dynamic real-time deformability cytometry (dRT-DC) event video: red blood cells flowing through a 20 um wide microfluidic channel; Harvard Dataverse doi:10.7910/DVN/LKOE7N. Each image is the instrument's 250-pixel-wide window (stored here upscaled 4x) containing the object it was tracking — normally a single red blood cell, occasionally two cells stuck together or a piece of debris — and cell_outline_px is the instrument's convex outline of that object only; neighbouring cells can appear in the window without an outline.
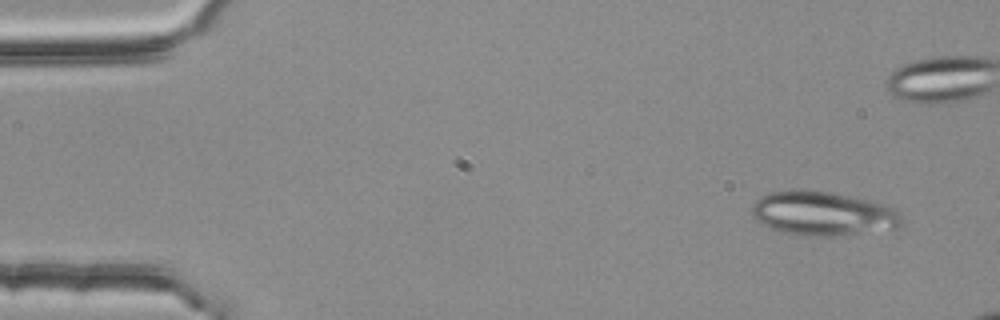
{"species": "common noctule bat (a hibernating species)", "species_latin": "Nyctalus noctula", "temperature_condition": "room temperature", "stored_images_in_passage": 4, "camera_frame_rate_fps": 3000, "um_per_image_px": 0.085, "animal": {"sex": "female", "body_mass_g": 25.1}, "frame": {"image": 1, "passage_image": 1, "time_ms": 0.0, "image_size_px": [1000, 320], "cell_outline_px": [[904, 224], [900, 228], [840, 236], [800, 236], [780, 232], [764, 224], [752, 216], [752, 204], [760, 196], [768, 192], [828, 192], [848, 196], [884, 204], [900, 212], [904, 220]], "centroid_in_image_um": [70.01, 18.2], "position_along_channel_um": 15.0, "area_um2": 38.21}}